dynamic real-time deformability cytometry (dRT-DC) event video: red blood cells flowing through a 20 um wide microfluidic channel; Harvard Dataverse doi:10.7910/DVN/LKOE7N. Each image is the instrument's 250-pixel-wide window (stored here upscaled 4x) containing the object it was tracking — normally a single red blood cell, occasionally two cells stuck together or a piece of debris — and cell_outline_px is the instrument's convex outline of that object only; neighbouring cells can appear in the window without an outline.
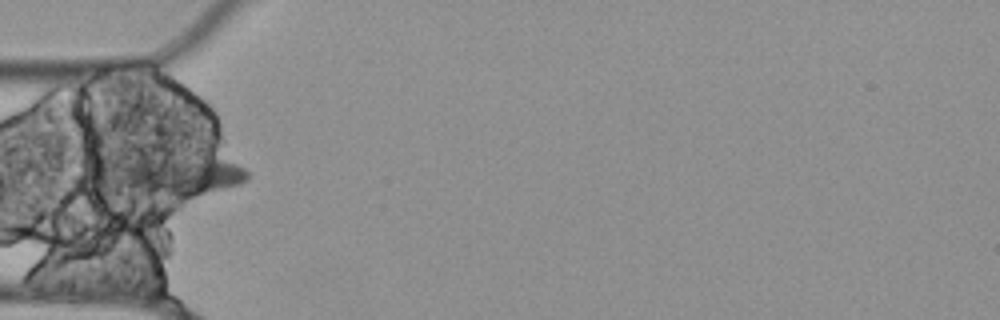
{"species": "Egyptian fruit bat (a non-hibernating species)", "species_latin": "Rousettus aegyptiacus", "temperature_condition": "cold", "stored_images_in_passage": 36, "camera_frame_rate_fps": 3000, "um_per_image_px": 0.085, "animal": {"sex": "female"}, "frame": {"image": 1, "passage_image": 1, "time_ms": 0.0, "image_size_px": [1000, 320], "cell_outline_px": [[248, 180], [240, 184], [192, 196], [180, 196], [144, 188], [104, 172], [100, 168], [112, 164], [168, 148], [220, 160], [236, 164], [244, 168], [248, 172]], "centroid_in_image_um": [15.16, 14.68], "position_along_channel_um": 69.8, "area_um2": 31.67}}
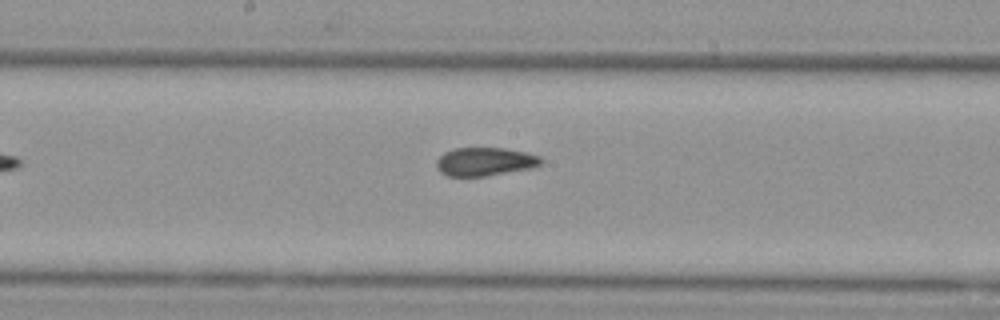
{"frame": {"image": 2, "passage_image": 12, "time_ms": 3.667, "image_size_px": [1000, 320], "cell_outline_px": [[544, 160], [540, 164], [532, 168], [484, 176], [448, 176], [440, 172], [436, 168], [436, 160], [444, 152], [452, 148], [504, 148], [528, 152], [540, 156]], "centroid_in_image_um": [41.21, 13.73], "position_along_channel_um": 207.0, "area_um2": 17.46}}
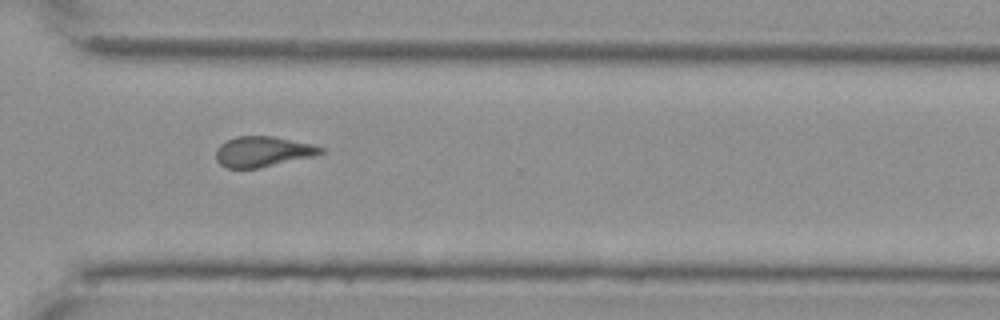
{"frame": {"image": 3, "passage_image": 24, "time_ms": 7.667, "image_size_px": [1000, 320], "cell_outline_px": [[324, 152], [312, 156], [260, 168], [224, 168], [216, 160], [216, 148], [220, 144], [236, 136], [276, 136], [312, 144], [324, 148]], "centroid_in_image_um": [22.31, 12.88], "position_along_channel_um": 348.3, "area_um2": 18.61}}